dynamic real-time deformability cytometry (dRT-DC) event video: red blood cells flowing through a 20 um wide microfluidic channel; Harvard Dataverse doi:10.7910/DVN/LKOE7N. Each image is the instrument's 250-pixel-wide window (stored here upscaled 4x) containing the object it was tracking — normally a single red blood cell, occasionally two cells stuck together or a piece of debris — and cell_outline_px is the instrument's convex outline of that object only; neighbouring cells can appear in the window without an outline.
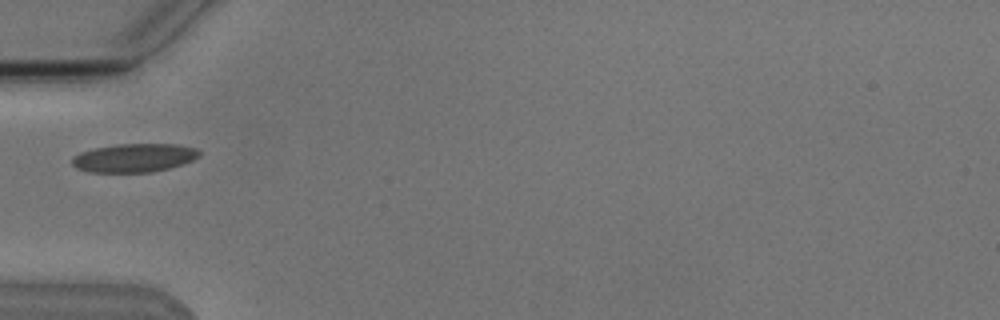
{"species": "Egyptian fruit bat (a non-hibernating species)", "species_latin": "Rousettus aegyptiacus", "temperature_condition": "cold", "stored_images_in_passage": 2, "camera_frame_rate_fps": 3000, "um_per_image_px": 0.085, "animal": {"sex": "male"}, "frame": {"image": 1, "passage_image": 1, "time_ms": 0.0, "image_size_px": [1000, 320], "cell_outline_px": [[200, 156], [184, 164], [152, 172], [88, 172], [76, 168], [72, 164], [72, 156], [80, 152], [96, 148], [116, 144], [176, 144], [196, 148], [200, 152]], "centroid_in_image_um": [11.4, 13.42], "position_along_channel_um": 73.6, "area_um2": 21.21}}